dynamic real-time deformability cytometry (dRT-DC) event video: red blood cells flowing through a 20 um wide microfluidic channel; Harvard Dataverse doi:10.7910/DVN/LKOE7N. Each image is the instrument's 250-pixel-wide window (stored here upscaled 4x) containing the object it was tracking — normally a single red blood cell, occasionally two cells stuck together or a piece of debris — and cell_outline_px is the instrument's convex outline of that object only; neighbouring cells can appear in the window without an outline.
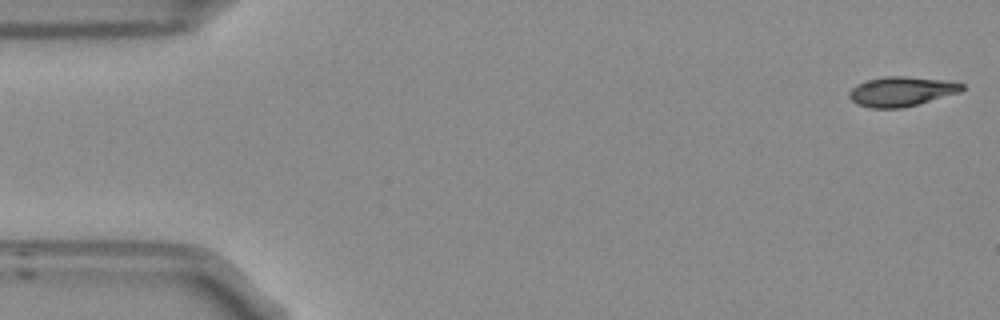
{"species": "Egyptian fruit bat (a non-hibernating species)", "species_latin": "Rousettus aegyptiacus", "temperature_condition": "room temperature", "stored_images_in_passage": 53, "camera_frame_rate_fps": 3000, "um_per_image_px": 0.085, "frame": {"image": 1, "passage_image": 1, "time_ms": 0.0, "image_size_px": [1000, 320], "cell_outline_px": [[964, 88], [960, 92], [916, 104], [900, 108], [872, 108], [856, 104], [848, 96], [848, 92], [856, 84], [868, 80], [884, 76], [904, 76], [948, 80], [964, 84]], "centroid_in_image_um": [76.6, 7.76], "position_along_channel_um": 8.4, "area_um2": 19.42}}
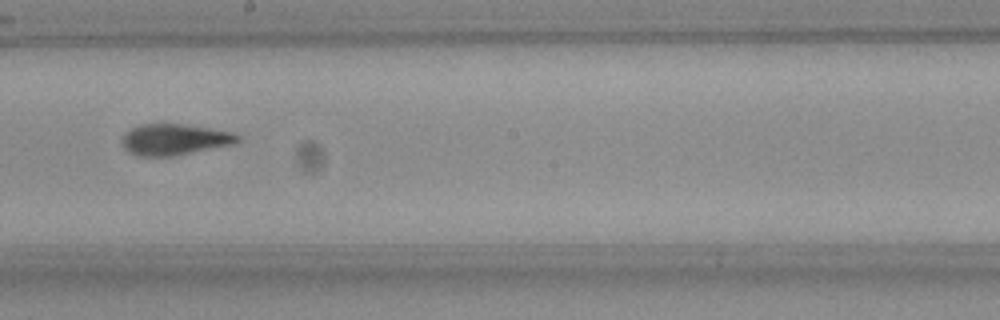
{"frame": {"image": 2, "passage_image": 29, "time_ms": 9.333, "image_size_px": [1000, 320], "cell_outline_px": [[240, 140], [232, 144], [172, 156], [140, 156], [128, 152], [120, 144], [120, 140], [124, 132], [140, 124], [184, 124], [232, 132], [240, 136]], "centroid_in_image_um": [14.76, 11.85], "position_along_channel_um": 233.4, "area_um2": 20.92}}
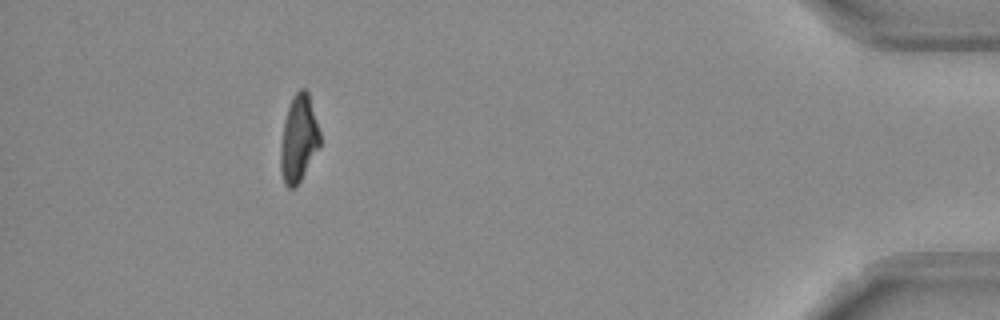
{"frame": {"image": 3, "passage_image": 48, "time_ms": 15.667, "image_size_px": [1000, 320], "cell_outline_px": [[320, 148], [296, 188], [288, 188], [284, 184], [280, 168], [280, 148], [284, 120], [292, 96], [300, 88], [304, 88], [308, 92], [320, 132]], "centroid_in_image_um": [25.39, 11.82], "position_along_channel_um": 409.8, "area_um2": 20.17}, "authors_computed_cell_mechanics": {"area_um2": 20.6346, "velocity_mm_per_s": 3.7708, "shape_relaxation_time_tau1_ms": 7.8481, "shape_relaxation_time_tau2_ms": 1.981, "deformation_change_tau1": 0.2163, "deformation_change_tau2": 0.0823}}